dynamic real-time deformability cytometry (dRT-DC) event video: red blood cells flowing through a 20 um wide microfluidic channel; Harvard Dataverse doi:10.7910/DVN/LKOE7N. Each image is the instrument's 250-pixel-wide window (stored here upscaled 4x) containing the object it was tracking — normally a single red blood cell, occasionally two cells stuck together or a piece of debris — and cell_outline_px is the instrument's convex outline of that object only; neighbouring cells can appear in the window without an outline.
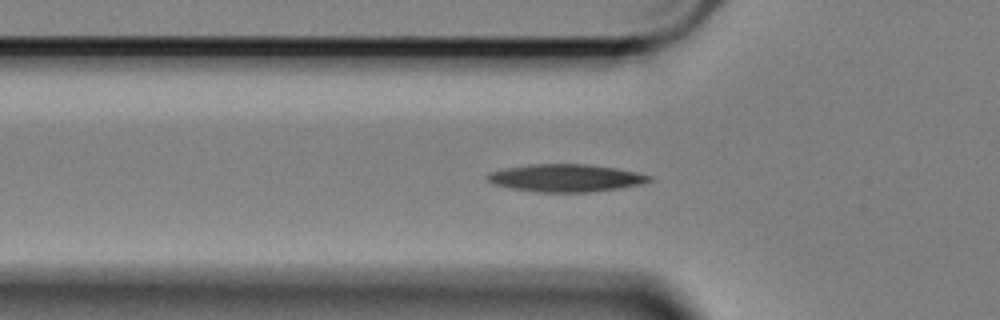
{"species": "Egyptian fruit bat (a non-hibernating species)", "species_latin": "Rousettus aegyptiacus", "temperature_condition": "cold", "stored_images_in_passage": 16, "camera_frame_rate_fps": 3000, "um_per_image_px": 0.085, "animal": {"sex": "female"}, "frame": {"image": 1, "passage_image": 9, "time_ms": 2.667, "image_size_px": [1000, 320], "cell_outline_px": [[652, 180], [644, 184], [620, 188], [592, 192], [536, 192], [512, 188], [492, 184], [484, 176], [488, 172], [504, 168], [528, 164], [588, 164], [616, 168], [636, 172], [652, 176]], "centroid_in_image_um": [48.08, 15.13], "position_along_channel_um": 77.7, "area_um2": 26.3}}
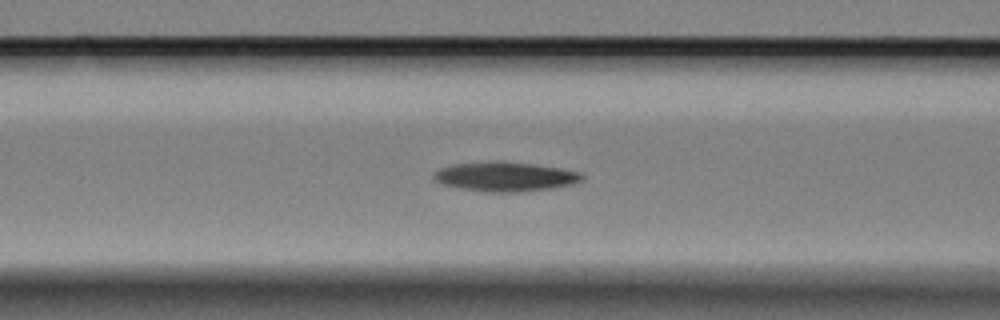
{"frame": {"image": 2, "passage_image": 13, "time_ms": 4.0, "image_size_px": [1000, 320], "cell_outline_px": [[584, 180], [572, 184], [548, 188], [520, 192], [484, 192], [460, 188], [444, 184], [436, 180], [432, 176], [432, 172], [440, 168], [456, 164], [532, 164], [560, 168], [580, 172], [584, 176]], "centroid_in_image_um": [42.97, 15.06], "position_along_channel_um": 123.6, "area_um2": 24.28}}